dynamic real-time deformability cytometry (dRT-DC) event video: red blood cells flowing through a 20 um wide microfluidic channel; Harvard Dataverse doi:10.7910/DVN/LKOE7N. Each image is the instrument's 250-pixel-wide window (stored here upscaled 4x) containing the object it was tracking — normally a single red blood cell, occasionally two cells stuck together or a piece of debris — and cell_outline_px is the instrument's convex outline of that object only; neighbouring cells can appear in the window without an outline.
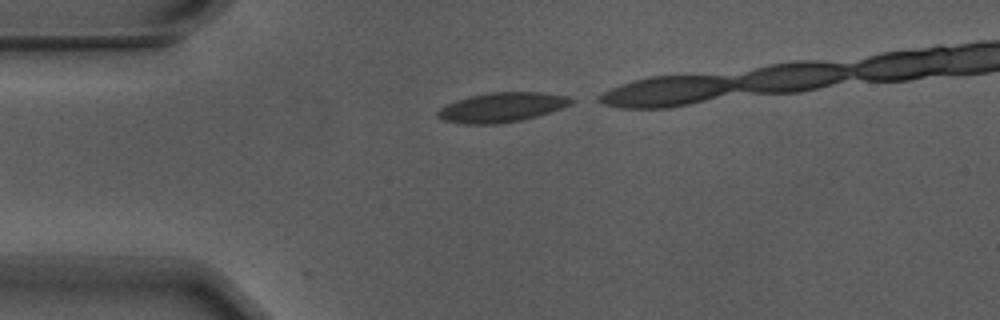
{"species": "Egyptian fruit bat (a non-hibernating species)", "species_latin": "Rousettus aegyptiacus", "temperature_condition": "warm", "stored_images_in_passage": 2, "camera_frame_rate_fps": 3000, "um_per_image_px": 0.085, "animal": {"sex": "male"}, "frame": {"image": 1, "passage_image": 2, "time_ms": 0.333, "image_size_px": [1000, 320], "cell_outline_px": [[572, 104], [536, 116], [520, 120], [496, 124], [464, 124], [444, 120], [436, 116], [436, 112], [440, 108], [456, 100], [472, 96], [492, 92], [540, 92], [568, 96], [572, 100]], "centroid_in_image_um": [42.62, 9.12], "position_along_channel_um": 42.4, "area_um2": 22.66}}